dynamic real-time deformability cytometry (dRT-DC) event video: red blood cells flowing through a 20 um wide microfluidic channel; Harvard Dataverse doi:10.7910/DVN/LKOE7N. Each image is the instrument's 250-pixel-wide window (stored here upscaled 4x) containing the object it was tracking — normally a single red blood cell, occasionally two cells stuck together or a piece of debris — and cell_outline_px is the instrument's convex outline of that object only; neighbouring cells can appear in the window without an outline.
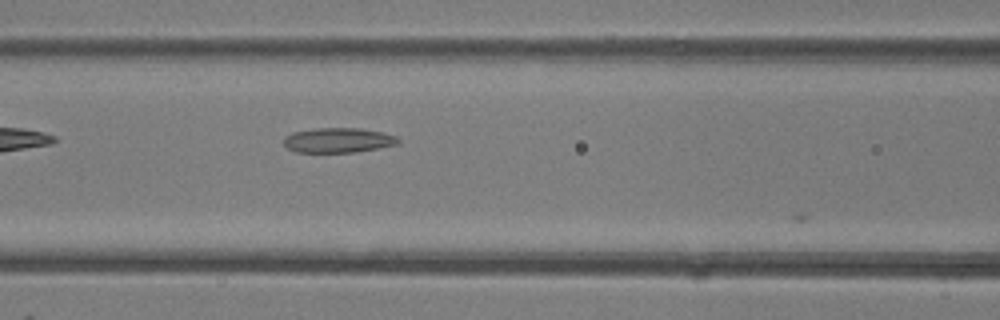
{"species": "common noctule bat (a hibernating species)", "species_latin": "Nyctalus noctula", "temperature_condition": "room temperature", "stored_images_in_passage": 7, "camera_frame_rate_fps": 3000, "um_per_image_px": 0.085, "animal": {"sex": "female"}, "frame": {"image": 1, "passage_image": 4, "time_ms": 1.0, "image_size_px": [1000, 320], "cell_outline_px": [[400, 144], [356, 152], [296, 152], [288, 148], [284, 144], [284, 136], [292, 132], [316, 128], [360, 128], [380, 132], [396, 136], [400, 140]], "centroid_in_image_um": [28.74, 11.92], "position_along_channel_um": 137.9, "area_um2": 16.59}}